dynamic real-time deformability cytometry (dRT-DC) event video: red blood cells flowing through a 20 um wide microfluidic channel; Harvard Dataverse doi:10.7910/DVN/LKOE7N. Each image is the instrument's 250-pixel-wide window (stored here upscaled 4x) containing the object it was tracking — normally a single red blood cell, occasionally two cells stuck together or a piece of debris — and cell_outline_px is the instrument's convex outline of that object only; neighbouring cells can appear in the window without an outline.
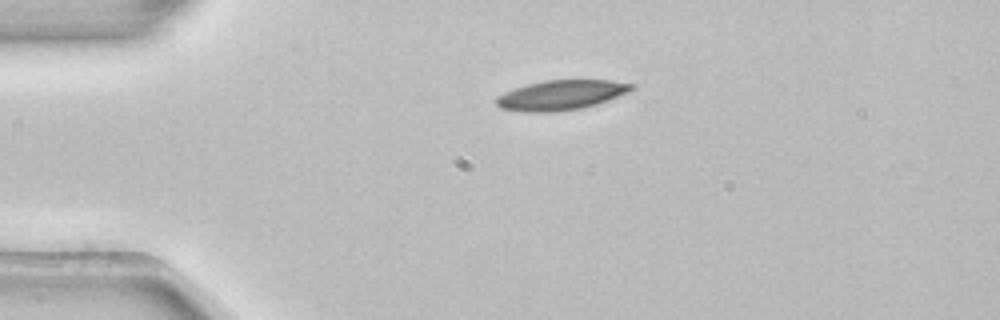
{"species": "common noctule bat (a hibernating species)", "species_latin": "Nyctalus noctula", "temperature_condition": "room temperature", "stored_images_in_passage": 2, "camera_frame_rate_fps": 3000, "um_per_image_px": 0.085, "animal": {"sex": "female", "body_mass_g": 22.7, "forearm_length_mm": 54.2}, "frame": {"image": 1, "passage_image": 1, "time_ms": 0.0, "image_size_px": [1000, 320], "cell_outline_px": [[636, 88], [628, 92], [608, 100], [596, 104], [580, 108], [556, 112], [524, 112], [500, 108], [496, 104], [496, 96], [504, 92], [528, 84], [544, 80], [612, 80], [636, 84]], "centroid_in_image_um": [47.71, 8.08], "position_along_channel_um": 37.3, "area_um2": 23.58}}